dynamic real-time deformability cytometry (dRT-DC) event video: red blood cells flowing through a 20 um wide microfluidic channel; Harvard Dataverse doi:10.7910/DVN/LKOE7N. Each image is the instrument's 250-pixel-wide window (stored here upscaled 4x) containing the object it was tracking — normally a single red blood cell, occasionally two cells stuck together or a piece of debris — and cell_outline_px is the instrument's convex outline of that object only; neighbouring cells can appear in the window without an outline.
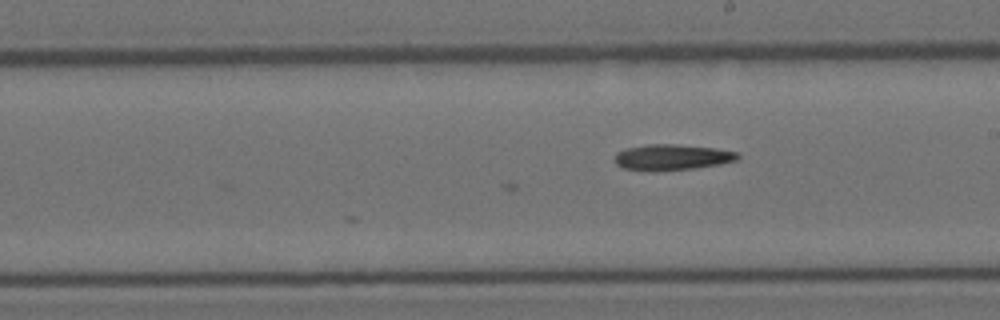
{"species": "Egyptian fruit bat (a non-hibernating species)", "species_latin": "Rousettus aegyptiacus", "temperature_condition": "room temperature", "stored_images_in_passage": 13, "camera_frame_rate_fps": 3000, "um_per_image_px": 0.085, "animal": {"sex": "female"}, "frame": {"image": 1, "passage_image": 13, "time_ms": 4.0, "image_size_px": [1000, 320], "cell_outline_px": [[740, 156], [736, 160], [720, 164], [692, 168], [656, 172], [652, 172], [624, 168], [616, 164], [616, 152], [628, 148], [648, 144], [676, 144], [712, 148], [740, 152]], "centroid_in_image_um": [57.12, 13.37], "position_along_channel_um": 231.9, "area_um2": 18.5}}